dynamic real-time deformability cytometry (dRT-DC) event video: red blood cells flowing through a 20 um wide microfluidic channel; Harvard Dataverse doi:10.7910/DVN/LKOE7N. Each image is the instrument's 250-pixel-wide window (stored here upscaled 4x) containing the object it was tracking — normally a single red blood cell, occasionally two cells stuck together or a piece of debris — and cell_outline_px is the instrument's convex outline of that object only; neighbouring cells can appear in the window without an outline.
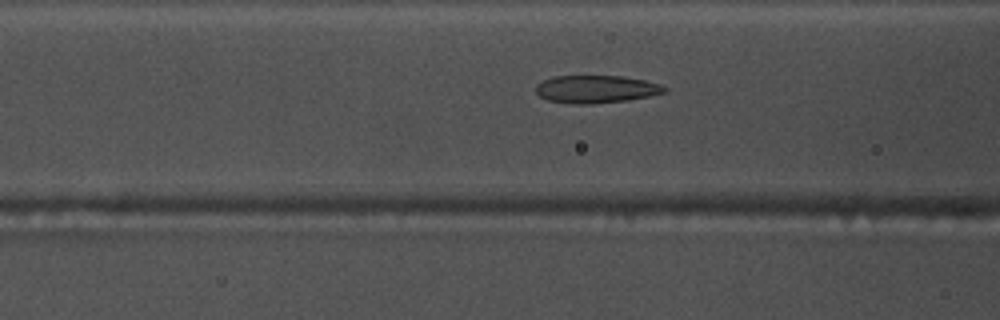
{"species": "common noctule bat (a hibernating species)", "species_latin": "Nyctalus noctula", "temperature_condition": "warm", "stored_images_in_passage": 48, "camera_frame_rate_fps": 3000, "um_per_image_px": 0.085, "animal": {"sex": "male", "body_mass_g": 17.5, "forearm_length_mm": 52.3}, "frame": {"image": 1, "passage_image": 20, "time_ms": 6.333, "image_size_px": [1000, 320], "cell_outline_px": [[668, 88], [664, 92], [648, 96], [628, 100], [588, 104], [576, 104], [548, 100], [540, 96], [536, 92], [536, 84], [552, 76], [624, 76], [644, 80], [660, 84]], "centroid_in_image_um": [50.65, 7.57], "position_along_channel_um": 115.9, "area_um2": 20.63}}
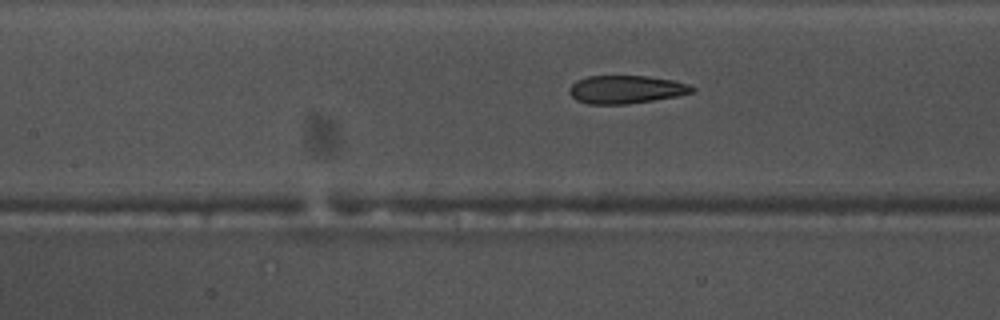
{"frame": {"image": 2, "passage_image": 23, "time_ms": 7.333, "image_size_px": [1000, 320], "cell_outline_px": [[696, 88], [692, 92], [676, 96], [628, 104], [588, 104], [576, 100], [568, 92], [572, 84], [576, 80], [588, 76], [644, 76], [672, 80], [688, 84]], "centroid_in_image_um": [53.17, 7.6], "position_along_channel_um": 154.2, "area_um2": 19.94}}
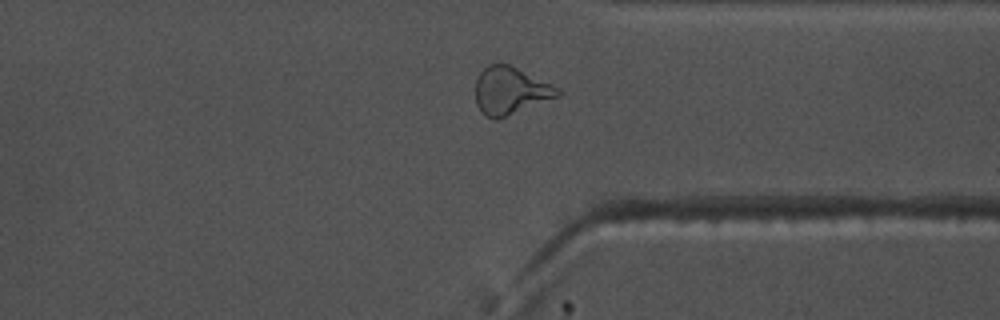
{"frame": {"image": 3, "passage_image": 40, "time_ms": 13.0, "image_size_px": [1000, 320], "cell_outline_px": [[560, 96], [496, 120], [484, 116], [480, 112], [476, 104], [476, 80], [480, 72], [488, 64], [508, 64], [552, 84], [560, 88]], "centroid_in_image_um": [43.37, 7.73], "position_along_channel_um": 368.0, "area_um2": 22.72}, "authors_computed_cell_mechanics": {"area_um2": 21.097, "velocity_mm_per_s": 3.8061, "shape_relaxation_time_tau1_ms": null, "shape_relaxation_time_tau2_ms": 2.1751, "deformation_change_tau1": null, "deformation_change_tau2": 0.1067}}